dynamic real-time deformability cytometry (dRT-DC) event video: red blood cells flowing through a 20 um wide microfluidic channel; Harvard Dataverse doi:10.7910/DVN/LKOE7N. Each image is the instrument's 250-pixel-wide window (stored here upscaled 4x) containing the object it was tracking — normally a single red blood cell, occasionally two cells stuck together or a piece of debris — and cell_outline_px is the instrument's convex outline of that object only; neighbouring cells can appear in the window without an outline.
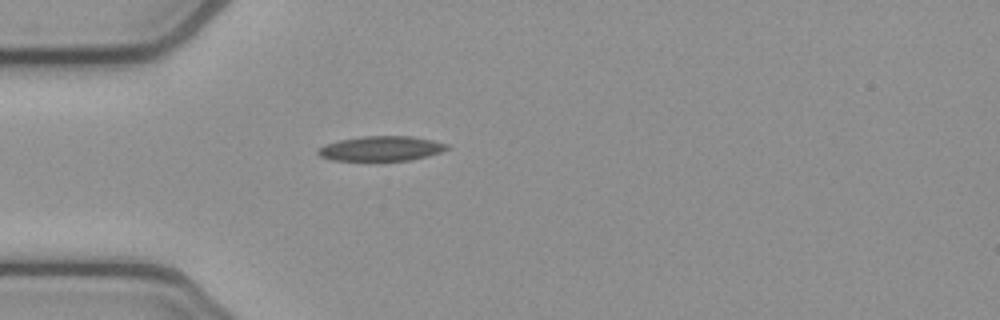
{"species": "common noctule bat (a hibernating species)", "species_latin": "Nyctalus noctula", "temperature_condition": "cold", "stored_images_in_passage": 39, "camera_frame_rate_fps": 3000, "um_per_image_px": 0.085, "animal": {"sex": "female", "body_mass_g": 21.9}, "frame": {"image": 1, "passage_image": 1, "time_ms": 0.0, "image_size_px": [1000, 320], "cell_outline_px": [[448, 148], [440, 152], [428, 156], [412, 160], [332, 160], [320, 156], [316, 152], [324, 144], [340, 140], [364, 136], [412, 136], [432, 140], [448, 144]], "centroid_in_image_um": [32.4, 12.62], "position_along_channel_um": 52.6, "area_um2": 18.5}}
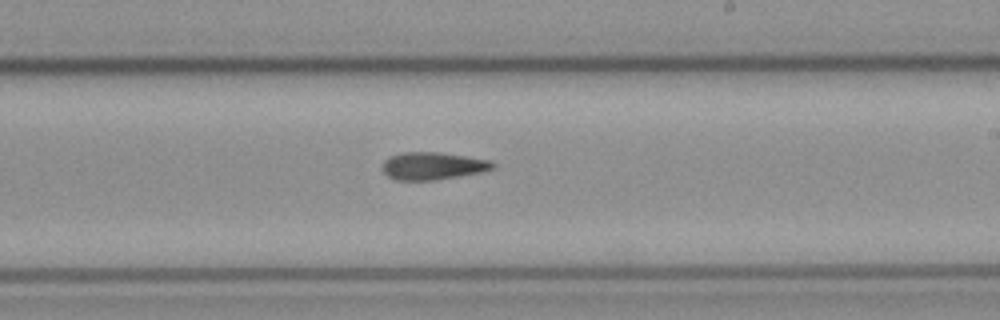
{"frame": {"image": 2, "passage_image": 17, "time_ms": 5.333, "image_size_px": [1000, 320], "cell_outline_px": [[496, 164], [492, 168], [480, 172], [432, 180], [396, 180], [388, 176], [380, 168], [380, 164], [388, 156], [404, 152], [436, 152], [464, 156], [488, 160]], "centroid_in_image_um": [36.68, 14.09], "position_along_channel_um": 252.3, "area_um2": 17.51}}
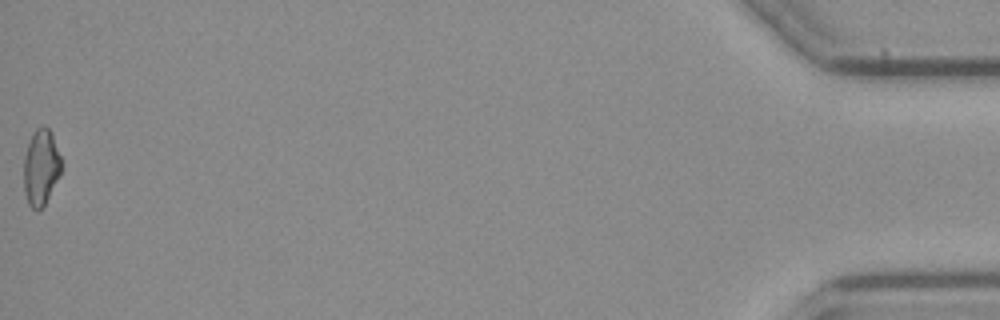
{"frame": {"image": 3, "passage_image": 39, "time_ms": 12.667, "image_size_px": [1000, 320], "cell_outline_px": [[60, 176], [44, 204], [36, 212], [28, 204], [24, 192], [24, 156], [28, 144], [36, 128], [44, 124], [48, 128], [52, 136], [60, 156]], "centroid_in_image_um": [3.46, 14.24], "position_along_channel_um": 431.7, "area_um2": 16.36}, "authors_computed_cell_mechanics": {"area_um2": 17.5134, "velocity_mm_per_s": 3.8731, "shape_relaxation_time_tau1_ms": 7.6256, "shape_relaxation_time_tau2_ms": null, "deformation_change_tau1": 0.1423, "deformation_change_tau2": null}}